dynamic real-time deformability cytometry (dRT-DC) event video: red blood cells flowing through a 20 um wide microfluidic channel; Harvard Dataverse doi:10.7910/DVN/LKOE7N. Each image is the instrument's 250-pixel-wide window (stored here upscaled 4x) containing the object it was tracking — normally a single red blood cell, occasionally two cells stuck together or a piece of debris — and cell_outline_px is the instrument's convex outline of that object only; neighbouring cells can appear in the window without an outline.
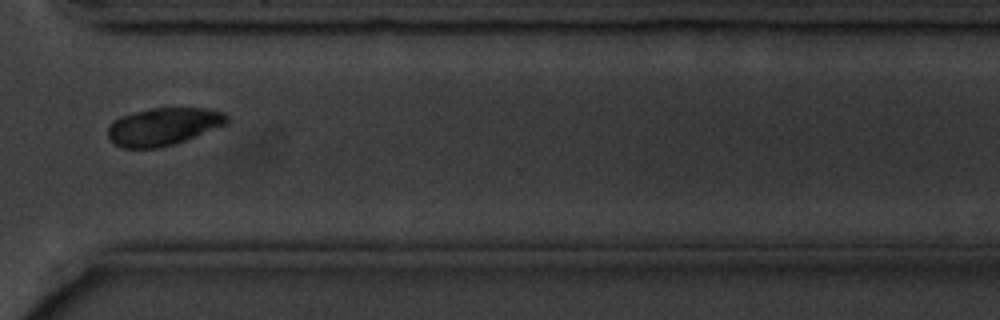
{"species": "common noctule bat (a hibernating species)", "species_latin": "Nyctalus noctula", "temperature_condition": "cold", "stored_images_in_passage": 11, "camera_frame_rate_fps": 3000, "um_per_image_px": 0.085, "animal": {"sex": "male", "body_mass_g": 20.1, "forearm_length_mm": 53.5}, "frame": {"image": 1, "passage_image": 8, "time_ms": 8.0, "image_size_px": [1000, 320], "cell_outline_px": [[232, 120], [228, 124], [196, 136], [172, 144], [156, 148], [120, 148], [108, 136], [108, 124], [112, 120], [120, 116], [152, 108], [204, 108], [224, 112]], "centroid_in_image_um": [13.91, 10.75], "position_along_channel_um": 356.7, "area_um2": 26.13}}
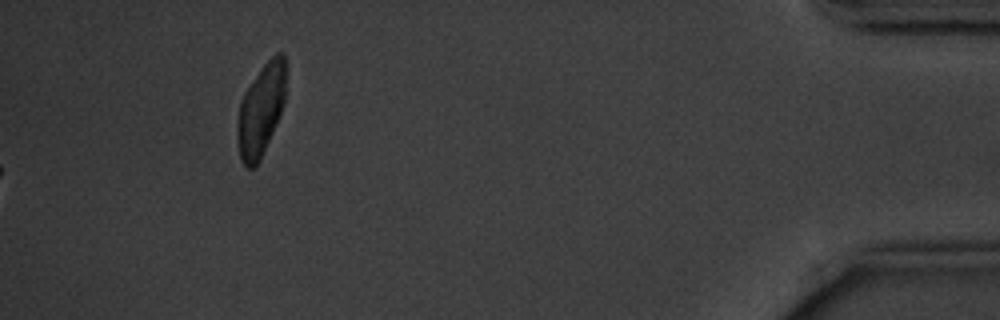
{"frame": {"image": 2, "passage_image": 10, "time_ms": 11.333, "image_size_px": [1000, 320], "cell_outline_px": [[288, 68], [284, 100], [276, 124], [260, 160], [252, 168], [248, 168], [240, 160], [236, 132], [236, 124], [240, 100], [244, 92], [264, 64], [276, 52], [284, 52]], "centroid_in_image_um": [22.19, 9.29], "position_along_channel_um": 413.0, "area_um2": 26.3}}